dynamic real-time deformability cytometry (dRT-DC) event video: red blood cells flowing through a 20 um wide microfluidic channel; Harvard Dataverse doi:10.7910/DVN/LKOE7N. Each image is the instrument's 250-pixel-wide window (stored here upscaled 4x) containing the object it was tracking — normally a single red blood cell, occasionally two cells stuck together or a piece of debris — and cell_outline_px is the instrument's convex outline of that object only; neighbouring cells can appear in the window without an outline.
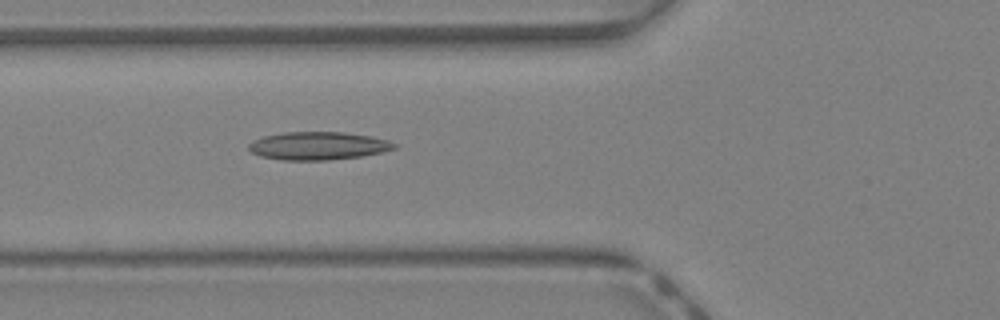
{"species": "Egyptian fruit bat (a non-hibernating species)", "species_latin": "Rousettus aegyptiacus", "temperature_condition": "warm", "stored_images_in_passage": 43, "camera_frame_rate_fps": 3000, "um_per_image_px": 0.085, "animal": {"sex": "female"}, "frame": {"image": 1, "passage_image": 16, "time_ms": 5.0, "image_size_px": [1000, 320], "cell_outline_px": [[396, 148], [380, 152], [360, 156], [328, 160], [280, 160], [260, 156], [252, 152], [248, 148], [248, 144], [252, 140], [264, 136], [284, 132], [344, 132], [372, 136], [396, 144]], "centroid_in_image_um": [26.98, 12.39], "position_along_channel_um": 98.8, "area_um2": 23.64}}
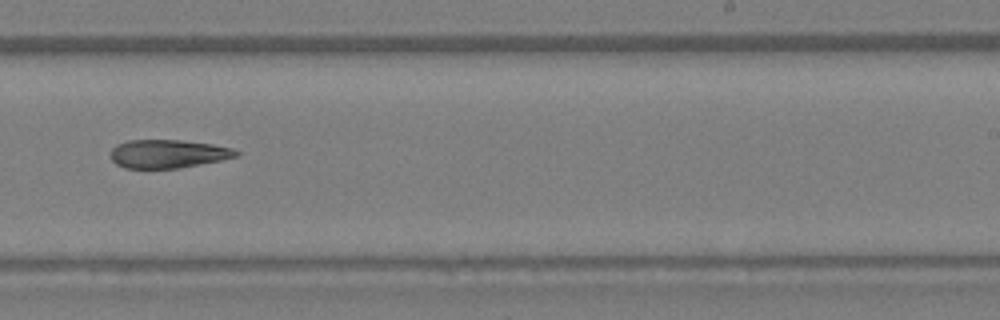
{"frame": {"image": 2, "passage_image": 27, "time_ms": 8.667, "image_size_px": [1000, 320], "cell_outline_px": [[240, 156], [180, 168], [124, 168], [116, 164], [112, 160], [112, 148], [116, 144], [128, 140], [180, 140], [212, 144], [232, 148], [240, 152]], "centroid_in_image_um": [14.29, 13.07], "position_along_channel_um": 274.7, "area_um2": 20.75}}
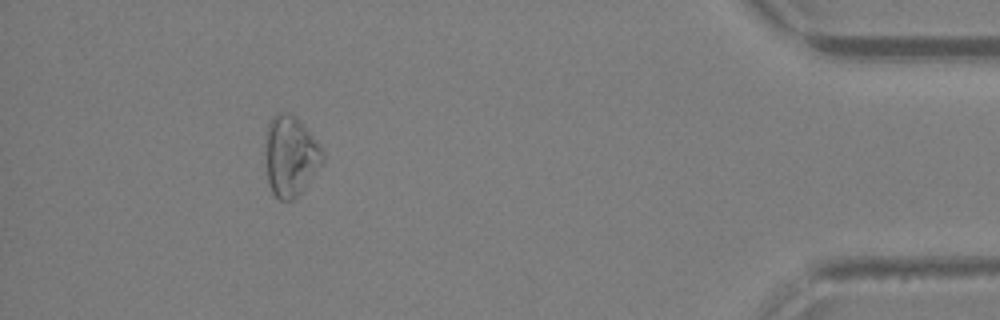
{"frame": {"image": 3, "passage_image": 39, "time_ms": 12.667, "image_size_px": [1000, 320], "cell_outline_px": [[324, 160], [300, 192], [292, 200], [280, 200], [272, 192], [268, 184], [264, 164], [264, 136], [268, 124], [272, 116], [280, 112], [288, 112], [300, 120], [324, 148]], "centroid_in_image_um": [24.65, 13.22], "position_along_channel_um": 410.5, "area_um2": 27.4}}